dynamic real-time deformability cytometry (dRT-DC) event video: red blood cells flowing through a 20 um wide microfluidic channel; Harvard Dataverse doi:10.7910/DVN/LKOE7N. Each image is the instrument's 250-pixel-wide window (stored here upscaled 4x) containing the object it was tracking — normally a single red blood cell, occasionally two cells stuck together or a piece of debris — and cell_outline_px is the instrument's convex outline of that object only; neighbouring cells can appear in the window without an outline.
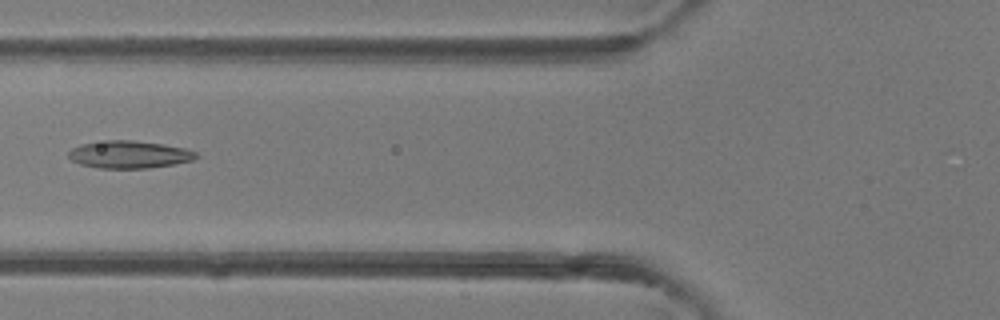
{"species": "common noctule bat (a hibernating species)", "species_latin": "Nyctalus noctula", "temperature_condition": "room temperature", "stored_images_in_passage": 5, "camera_frame_rate_fps": 3000, "um_per_image_px": 0.085, "animal": {"sex": "female"}, "frame": {"image": 1, "passage_image": 5, "time_ms": 4.667, "image_size_px": [1000, 320], "cell_outline_px": [[200, 156], [192, 160], [172, 164], [148, 168], [96, 168], [80, 164], [72, 160], [68, 156], [68, 152], [72, 148], [80, 144], [108, 140], [132, 140], [164, 144], [184, 148], [196, 152]], "centroid_in_image_um": [10.97, 13.13], "position_along_channel_um": 114.8, "area_um2": 20.4}}